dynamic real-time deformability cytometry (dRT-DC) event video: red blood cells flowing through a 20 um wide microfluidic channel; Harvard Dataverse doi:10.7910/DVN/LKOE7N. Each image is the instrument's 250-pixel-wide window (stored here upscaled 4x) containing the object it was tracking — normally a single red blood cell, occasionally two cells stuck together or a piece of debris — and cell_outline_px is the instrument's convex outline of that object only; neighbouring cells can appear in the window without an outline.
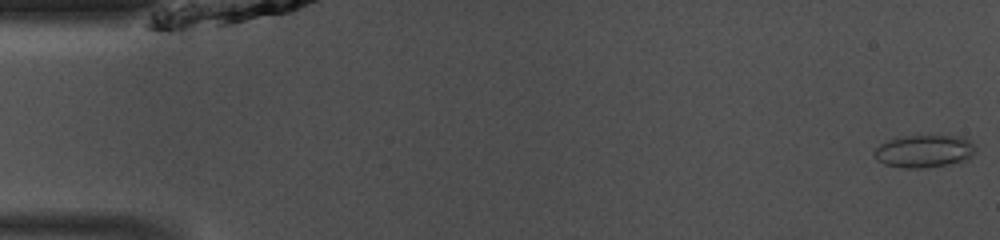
{"species": "common noctule bat (a hibernating species)", "species_latin": "Nyctalus noctula", "temperature_condition": "room temperature", "stored_images_in_passage": 48, "camera_frame_rate_fps": 3000, "um_per_image_px": 0.085, "animal": {"sex": "male", "body_mass_g": 13.0, "forearm_length_mm": 53.1}, "frame": {"image": 1, "passage_image": 1, "time_ms": 0.0, "image_size_px": [1000, 240], "cell_outline_px": [[976, 152], [968, 160], [948, 164], [924, 168], [904, 168], [884, 164], [876, 160], [872, 152], [880, 144], [896, 136], [960, 136], [968, 140], [976, 148]], "centroid_in_image_um": [78.53, 12.85], "position_along_channel_um": 6.5, "area_um2": 19.42}}
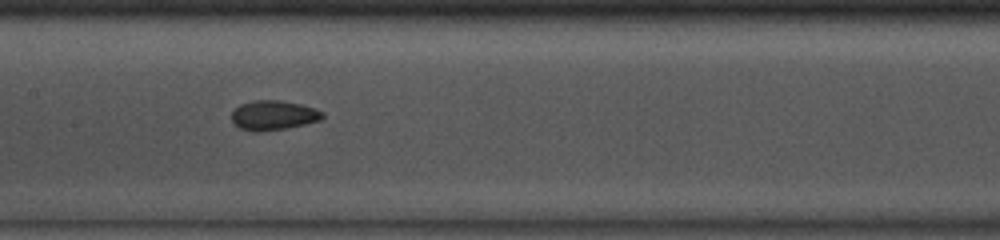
{"frame": {"image": 2, "passage_image": 23, "time_ms": 7.333, "image_size_px": [1000, 240], "cell_outline_px": [[324, 116], [320, 120], [304, 124], [284, 128], [256, 132], [252, 132], [240, 128], [232, 120], [232, 112], [240, 104], [256, 100], [280, 100], [300, 104], [316, 108], [324, 112]], "centroid_in_image_um": [23.25, 9.79], "position_along_channel_um": 184.1, "area_um2": 15.55}}
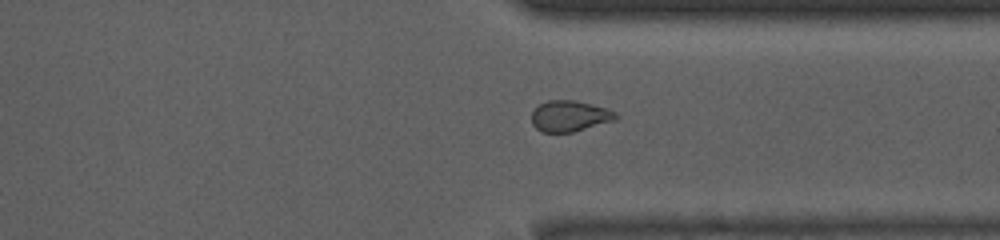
{"frame": {"image": 3, "passage_image": 36, "time_ms": 11.667, "image_size_px": [1000, 240], "cell_outline_px": [[620, 116], [616, 120], [572, 132], [540, 132], [532, 124], [532, 112], [540, 104], [548, 100], [572, 100], [608, 108], [616, 112]], "centroid_in_image_um": [48.45, 9.87], "position_along_channel_um": 363.0, "area_um2": 15.2}, "authors_computed_cell_mechanics": {"area_um2": 15.606, "velocity_mm_per_s": 4.1449, "shape_relaxation_time_tau1_ms": 3.6302, "shape_relaxation_time_tau2_ms": 1.9268, "deformation_change_tau1": 0.104, "deformation_change_tau2": 0.0594}}